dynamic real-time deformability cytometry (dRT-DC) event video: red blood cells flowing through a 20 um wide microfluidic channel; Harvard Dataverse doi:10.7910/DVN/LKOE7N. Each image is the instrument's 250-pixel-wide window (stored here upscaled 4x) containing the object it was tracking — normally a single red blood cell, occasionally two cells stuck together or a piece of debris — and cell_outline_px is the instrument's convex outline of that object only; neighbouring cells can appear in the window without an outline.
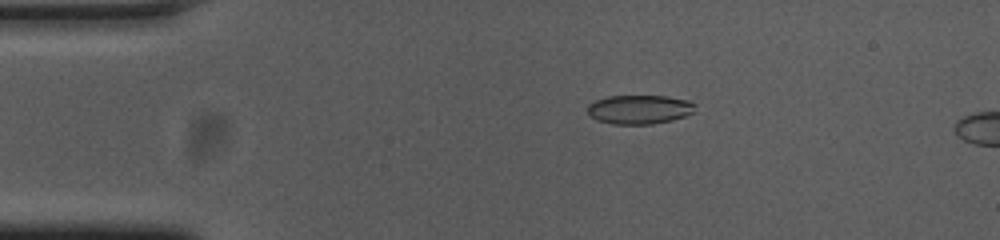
{"species": "common noctule bat (a hibernating species)", "species_latin": "Nyctalus noctula", "temperature_condition": "cold", "stored_images_in_passage": 54, "camera_frame_rate_fps": 3000, "um_per_image_px": 0.085, "animal": {"sex": "female", "body_mass_g": 23.0, "forearm_length_mm": 53.4}, "frame": {"image": 1, "passage_image": 10, "time_ms": 3.0, "image_size_px": [1000, 240], "cell_outline_px": [[696, 104], [692, 112], [684, 116], [672, 120], [652, 124], [612, 124], [596, 120], [588, 112], [588, 104], [596, 100], [608, 96], [668, 96], [688, 100]], "centroid_in_image_um": [54.35, 9.3], "position_along_channel_um": 30.7, "area_um2": 18.15}}
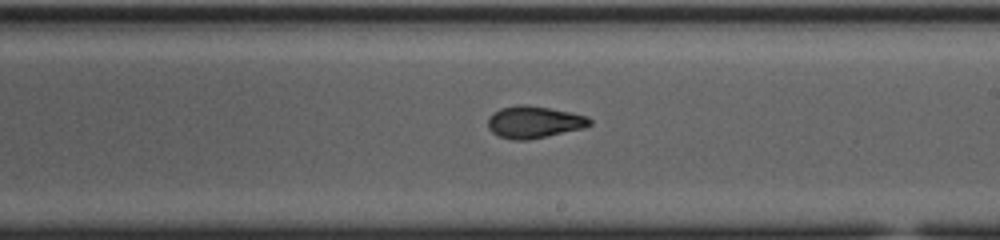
{"frame": {"image": 2, "passage_image": 31, "time_ms": 10.0, "image_size_px": [1000, 240], "cell_outline_px": [[592, 124], [584, 128], [528, 140], [512, 140], [500, 136], [492, 132], [488, 128], [488, 116], [492, 112], [500, 108], [516, 104], [524, 104], [548, 108], [588, 116], [592, 120]], "centroid_in_image_um": [45.37, 10.37], "position_along_channel_um": 243.6, "area_um2": 19.07}}
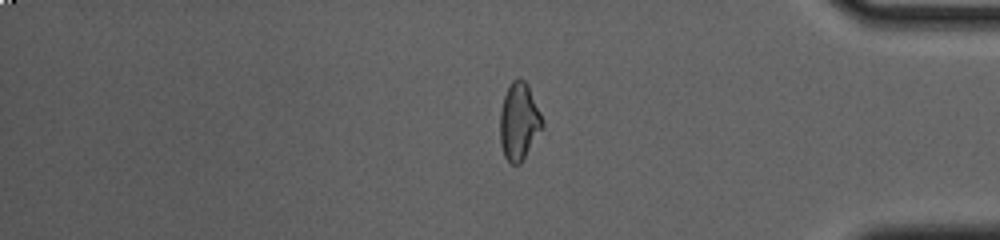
{"frame": {"image": 3, "passage_image": 45, "time_ms": 14.667, "image_size_px": [1000, 240], "cell_outline_px": [[544, 124], [520, 164], [512, 164], [504, 156], [500, 140], [500, 112], [504, 96], [512, 80], [520, 76], [528, 84], [540, 112]], "centroid_in_image_um": [44.11, 10.29], "position_along_channel_um": 391.1, "area_um2": 18.84}}